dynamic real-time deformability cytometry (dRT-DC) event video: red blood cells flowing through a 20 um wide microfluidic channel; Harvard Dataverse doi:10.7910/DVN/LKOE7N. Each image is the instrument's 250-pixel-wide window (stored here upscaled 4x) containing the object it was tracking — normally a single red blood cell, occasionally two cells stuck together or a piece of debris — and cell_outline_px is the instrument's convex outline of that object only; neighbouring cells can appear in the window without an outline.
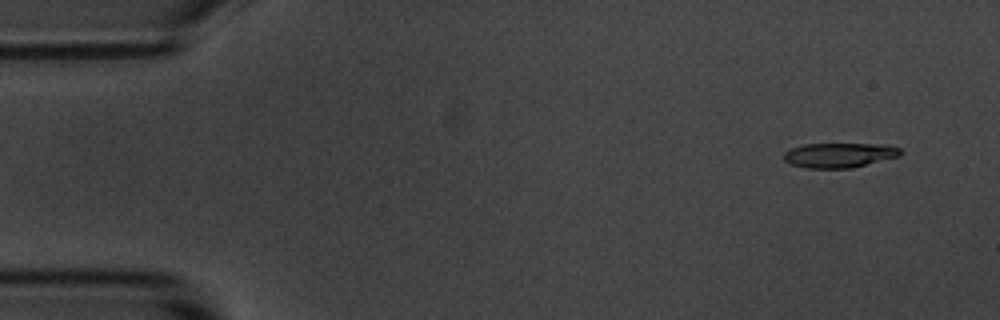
{"species": "common noctule bat (a hibernating species)", "species_latin": "Nyctalus noctula", "temperature_condition": "room temperature", "stored_images_in_passage": 54, "camera_frame_rate_fps": 3000, "um_per_image_px": 0.085, "animal": {"sex": "male", "body_mass_g": 20.1, "forearm_length_mm": 53.5}, "frame": {"image": 1, "passage_image": 4, "time_ms": 1.0, "image_size_px": [1000, 320], "cell_outline_px": [[900, 156], [852, 168], [804, 168], [792, 164], [784, 160], [784, 152], [792, 148], [804, 144], [892, 144], [900, 148]], "centroid_in_image_um": [71.37, 13.18], "position_along_channel_um": 13.6, "area_um2": 16.88}}
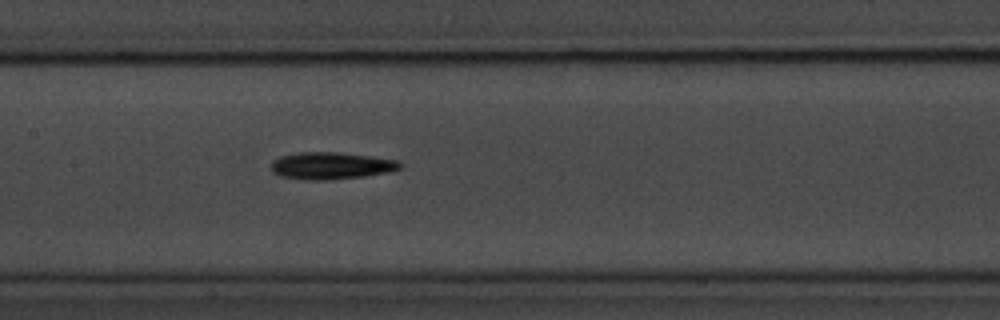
{"frame": {"image": 2, "passage_image": 26, "time_ms": 8.333, "image_size_px": [1000, 320], "cell_outline_px": [[404, 164], [400, 168], [388, 172], [364, 176], [328, 180], [304, 180], [280, 176], [272, 172], [272, 160], [280, 156], [300, 152], [336, 152], [400, 160]], "centroid_in_image_um": [28.14, 14.09], "position_along_channel_um": 179.3, "area_um2": 20.4}}
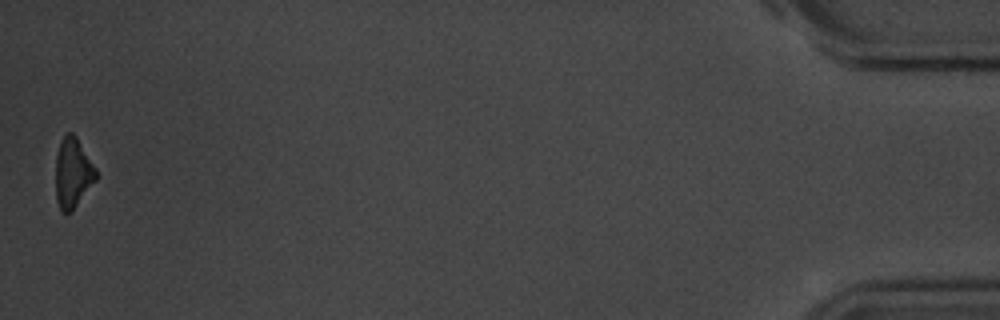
{"frame": {"image": 3, "passage_image": 54, "time_ms": 17.667, "image_size_px": [1000, 320], "cell_outline_px": [[96, 180], [72, 212], [60, 212], [56, 200], [56, 156], [60, 144], [64, 136], [68, 132], [72, 132], [76, 136], [96, 168]], "centroid_in_image_um": [6.18, 14.73], "position_along_channel_um": 429.0, "area_um2": 16.42}, "authors_computed_cell_mechanics": {"area_um2": 18.0336, "velocity_mm_per_s": 3.6865, "shape_relaxation_time_tau1_ms": 2.0318, "shape_relaxation_time_tau2_ms": null, "deformation_change_tau1": 0.1177, "deformation_change_tau2": null}}